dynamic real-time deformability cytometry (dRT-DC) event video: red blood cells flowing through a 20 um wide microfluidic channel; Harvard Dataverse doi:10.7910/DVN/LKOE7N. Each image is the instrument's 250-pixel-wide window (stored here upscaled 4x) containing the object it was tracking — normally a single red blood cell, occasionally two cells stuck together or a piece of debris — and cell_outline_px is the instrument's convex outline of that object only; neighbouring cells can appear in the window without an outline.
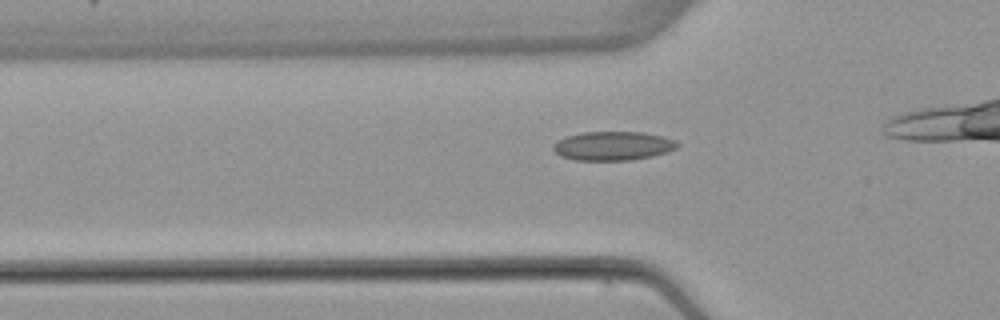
{"species": "common noctule bat (a hibernating species)", "species_latin": "Nyctalus noctula", "temperature_condition": "warm", "stored_images_in_passage": 30, "camera_frame_rate_fps": 3000, "um_per_image_px": 0.085, "animal": {"sex": "female", "body_mass_g": 22.7, "forearm_length_mm": 54.2}, "frame": {"image": 1, "passage_image": 4, "time_ms": 1.0, "image_size_px": [1000, 320], "cell_outline_px": [[680, 144], [676, 148], [668, 152], [652, 156], [628, 160], [576, 160], [560, 156], [552, 148], [552, 144], [564, 136], [580, 132], [644, 132], [664, 136], [676, 140]], "centroid_in_image_um": [52.1, 12.39], "position_along_channel_um": 73.7, "area_um2": 21.15}}
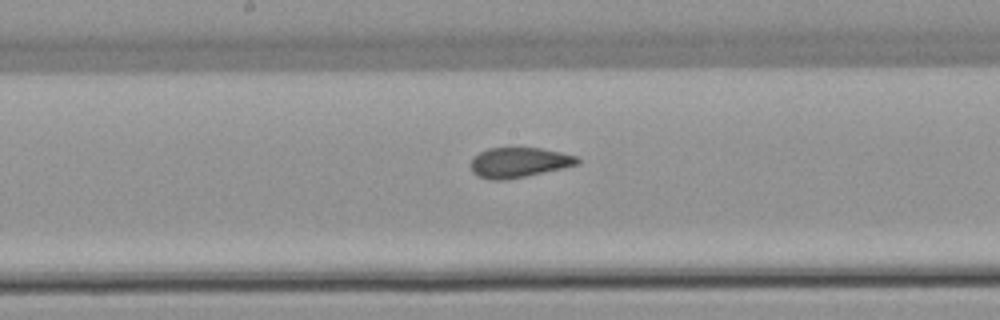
{"frame": {"image": 2, "passage_image": 14, "time_ms": 4.333, "image_size_px": [1000, 320], "cell_outline_px": [[580, 164], [564, 168], [508, 180], [492, 180], [476, 176], [472, 172], [468, 164], [480, 152], [488, 148], [540, 148], [560, 152], [576, 156], [580, 160]], "centroid_in_image_um": [44.09, 13.82], "position_along_channel_um": 204.1, "area_um2": 18.84}}
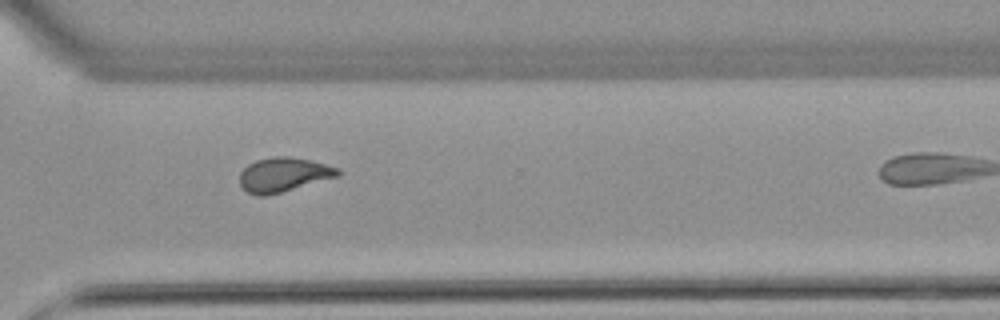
{"frame": {"image": 3, "passage_image": 25, "time_ms": 8.0, "image_size_px": [1000, 320], "cell_outline_px": [[340, 176], [268, 196], [256, 196], [248, 192], [240, 184], [240, 172], [248, 164], [256, 160], [276, 156], [288, 156], [308, 160], [340, 168]], "centroid_in_image_um": [24.1, 14.86], "position_along_channel_um": 346.5, "area_um2": 19.65}}